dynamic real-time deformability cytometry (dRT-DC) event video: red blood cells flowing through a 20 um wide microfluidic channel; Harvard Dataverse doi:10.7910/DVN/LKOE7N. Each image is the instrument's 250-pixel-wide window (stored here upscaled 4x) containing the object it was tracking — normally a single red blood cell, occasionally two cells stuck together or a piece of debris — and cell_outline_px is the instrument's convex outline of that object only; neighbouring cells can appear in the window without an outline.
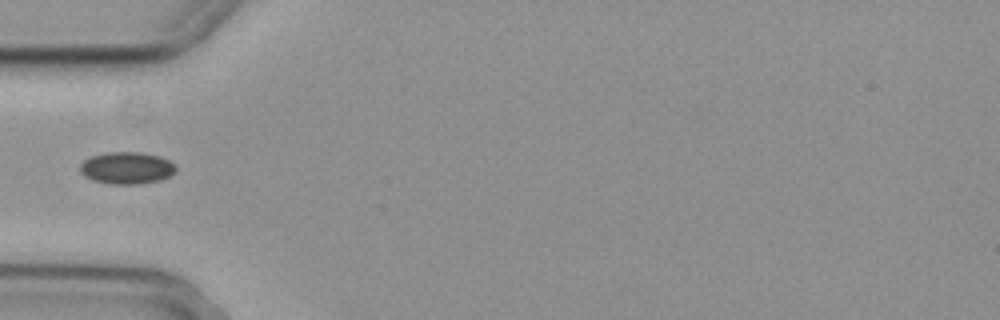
{"species": "common noctule bat (a hibernating species)", "species_latin": "Nyctalus noctula", "temperature_condition": "cold", "stored_images_in_passage": 30, "camera_frame_rate_fps": 3000, "um_per_image_px": 0.085, "animal": {"sex": "female", "body_mass_g": 29.2, "forearm_length_mm": 56.3}, "frame": {"image": 1, "passage_image": 1, "time_ms": 0.0, "image_size_px": [1000, 320], "cell_outline_px": [[176, 172], [172, 176], [160, 180], [140, 184], [112, 184], [92, 180], [84, 176], [80, 172], [80, 164], [84, 160], [92, 156], [108, 152], [140, 152], [160, 156], [176, 164]], "centroid_in_image_um": [10.8, 14.28], "position_along_channel_um": 74.2, "area_um2": 18.09}}
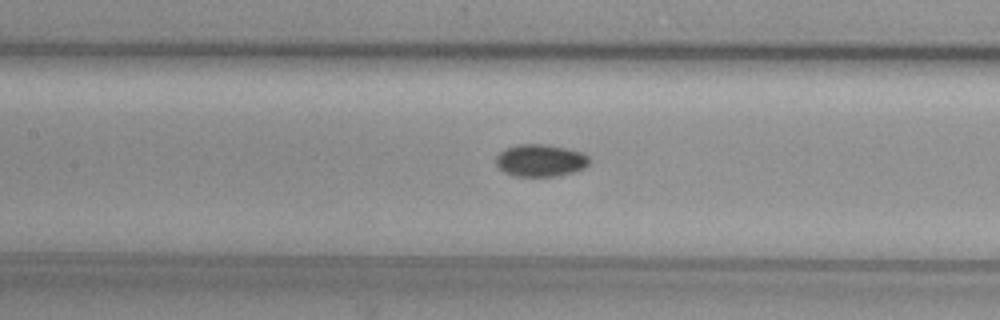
{"frame": {"image": 2, "passage_image": 8, "time_ms": 2.333, "image_size_px": [1000, 320], "cell_outline_px": [[588, 164], [584, 168], [572, 172], [556, 176], [512, 176], [496, 168], [496, 156], [504, 148], [516, 144], [544, 144], [568, 148], [580, 152], [588, 156]], "centroid_in_image_um": [45.87, 13.63], "position_along_channel_um": 161.5, "area_um2": 17.69}}
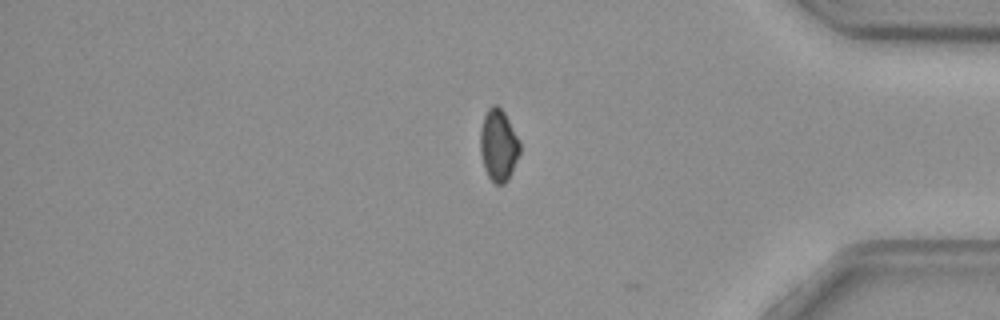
{"frame": {"image": 3, "passage_image": 29, "time_ms": 9.333, "image_size_px": [1000, 320], "cell_outline_px": [[520, 152], [512, 172], [508, 180], [504, 184], [496, 184], [488, 176], [484, 168], [480, 152], [480, 128], [484, 116], [488, 108], [492, 104], [496, 104], [504, 112], [520, 140]], "centroid_in_image_um": [42.37, 12.34], "position_along_channel_um": 392.8, "area_um2": 16.7}}